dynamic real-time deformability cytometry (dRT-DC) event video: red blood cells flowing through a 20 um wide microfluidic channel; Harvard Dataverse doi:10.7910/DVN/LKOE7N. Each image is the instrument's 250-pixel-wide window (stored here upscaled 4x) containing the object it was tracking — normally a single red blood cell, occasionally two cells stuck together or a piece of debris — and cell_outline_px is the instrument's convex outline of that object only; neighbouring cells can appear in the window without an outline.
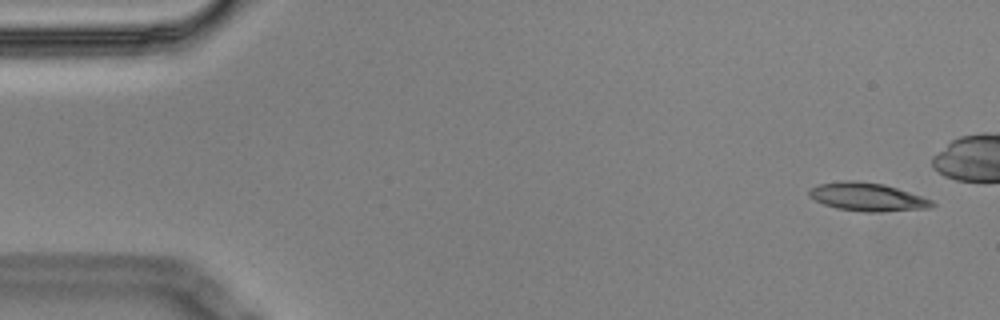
{"species": "Egyptian fruit bat (a non-hibernating species)", "species_latin": "Rousettus aegyptiacus", "temperature_condition": "cold", "stored_images_in_passage": 10, "camera_frame_rate_fps": 3000, "um_per_image_px": 0.085, "animal": {"sex": "male"}, "frame": {"image": 1, "passage_image": 1, "time_ms": 0.0, "image_size_px": [1000, 320], "cell_outline_px": [[936, 204], [932, 208], [880, 212], [864, 212], [836, 208], [824, 204], [808, 196], [808, 192], [812, 188], [820, 184], [844, 180], [856, 180], [884, 184], [932, 200]], "centroid_in_image_um": [73.74, 16.75], "position_along_channel_um": 11.3, "area_um2": 20.17}}